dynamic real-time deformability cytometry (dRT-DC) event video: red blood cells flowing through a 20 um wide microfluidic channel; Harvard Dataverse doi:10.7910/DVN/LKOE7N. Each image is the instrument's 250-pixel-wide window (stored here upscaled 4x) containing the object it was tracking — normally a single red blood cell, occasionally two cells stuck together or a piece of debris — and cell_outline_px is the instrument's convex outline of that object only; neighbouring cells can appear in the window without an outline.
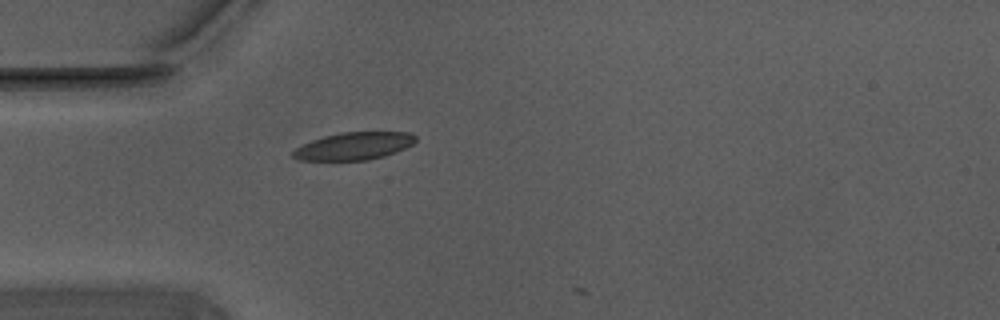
{"species": "Egyptian fruit bat (a non-hibernating species)", "species_latin": "Rousettus aegyptiacus", "temperature_condition": "warm", "stored_images_in_passage": 2, "camera_frame_rate_fps": 3000, "um_per_image_px": 0.085, "animal": {"sex": "male"}, "frame": {"image": 1, "passage_image": 1, "time_ms": 0.0, "image_size_px": [1000, 320], "cell_outline_px": [[416, 140], [412, 144], [396, 152], [384, 156], [368, 160], [300, 160], [292, 156], [292, 152], [296, 148], [312, 140], [324, 136], [340, 132], [408, 132], [416, 136]], "centroid_in_image_um": [30.09, 12.41], "position_along_channel_um": 54.9, "area_um2": 19.54}}